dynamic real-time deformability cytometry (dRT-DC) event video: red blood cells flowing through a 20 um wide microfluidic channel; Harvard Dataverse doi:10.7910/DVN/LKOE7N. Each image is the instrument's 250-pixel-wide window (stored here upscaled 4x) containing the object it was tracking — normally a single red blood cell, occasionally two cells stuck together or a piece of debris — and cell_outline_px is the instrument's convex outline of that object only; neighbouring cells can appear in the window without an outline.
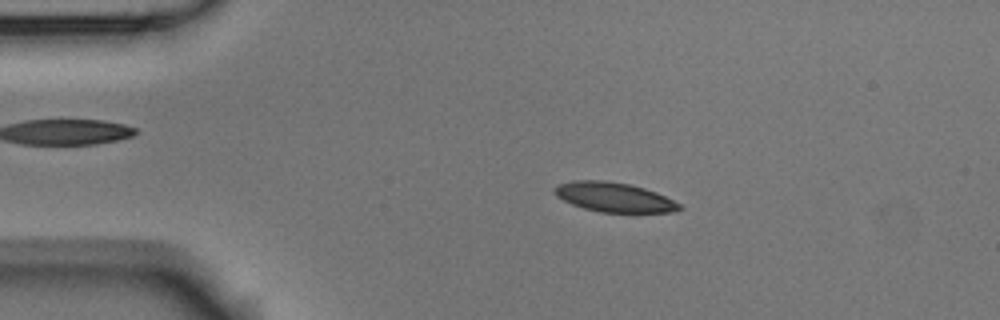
{"species": "Egyptian fruit bat (a non-hibernating species)", "species_latin": "Rousettus aegyptiacus", "temperature_condition": "room temperature", "stored_images_in_passage": 55, "camera_frame_rate_fps": 3000, "um_per_image_px": 0.085, "animal": {"sex": "male"}, "frame": {"image": 1, "passage_image": 10, "time_ms": 3.0, "image_size_px": [1000, 320], "cell_outline_px": [[684, 208], [672, 212], [600, 212], [584, 208], [572, 204], [556, 196], [552, 188], [560, 184], [572, 180], [604, 180], [628, 184], [644, 188], [656, 192], [680, 204]], "centroid_in_image_um": [52.18, 16.76], "position_along_channel_um": 32.8, "area_um2": 21.33}}
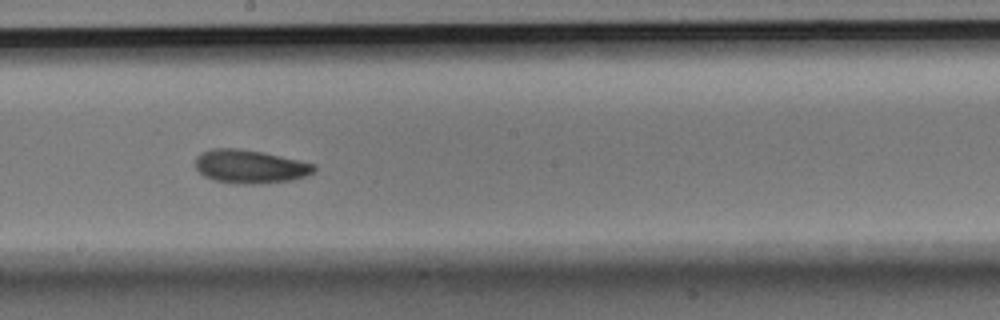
{"frame": {"image": 2, "passage_image": 30, "time_ms": 9.667, "image_size_px": [1000, 320], "cell_outline_px": [[316, 168], [312, 172], [304, 176], [292, 180], [260, 184], [232, 184], [212, 180], [204, 176], [196, 168], [196, 156], [200, 152], [212, 148], [236, 148], [264, 152], [300, 160], [316, 164]], "centroid_in_image_um": [21.23, 14.16], "position_along_channel_um": 227.0, "area_um2": 23.47}}
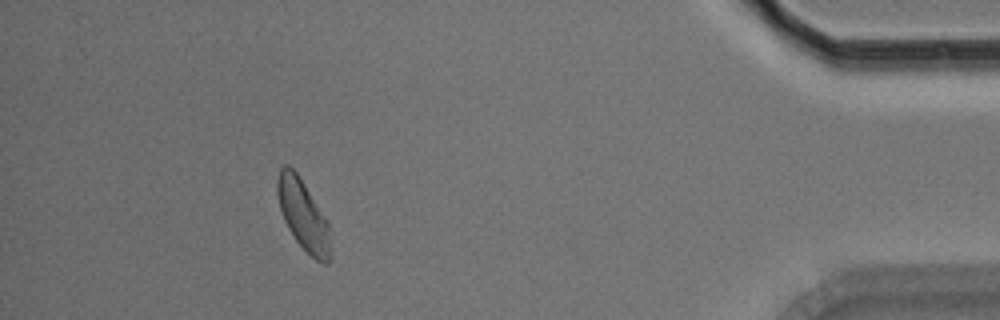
{"frame": {"image": 3, "passage_image": 50, "time_ms": 16.333, "image_size_px": [1000, 320], "cell_outline_px": [[328, 264], [324, 264], [316, 260], [296, 240], [288, 228], [284, 220], [280, 208], [276, 192], [276, 180], [280, 168], [284, 164], [288, 164], [296, 172], [328, 220]], "centroid_in_image_um": [25.72, 18.2], "position_along_channel_um": 409.5, "area_um2": 21.27}, "authors_computed_cell_mechanics": {"area_um2": 22.0796, "velocity_mm_per_s": 3.5634, "shape_relaxation_time_tau1_ms": 4.8238, "shape_relaxation_time_tau2_ms": 11.0323, "deformation_change_tau1": 0.1216, "deformation_change_tau2": 0.1822}}